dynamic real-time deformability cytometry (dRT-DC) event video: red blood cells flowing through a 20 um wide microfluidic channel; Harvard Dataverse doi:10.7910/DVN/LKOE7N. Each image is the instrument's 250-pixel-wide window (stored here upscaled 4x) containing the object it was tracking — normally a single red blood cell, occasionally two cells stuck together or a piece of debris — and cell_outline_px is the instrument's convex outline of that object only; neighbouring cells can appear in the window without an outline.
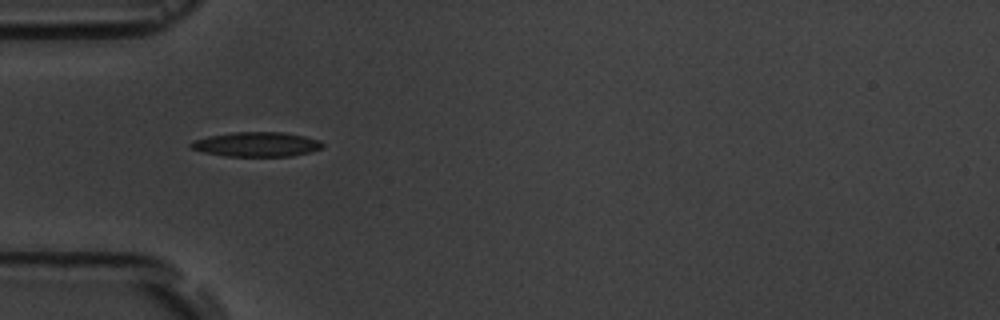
{"species": "common noctule bat (a hibernating species)", "species_latin": "Nyctalus noctula", "temperature_condition": "room temperature", "stored_images_in_passage": 2, "camera_frame_rate_fps": 3000, "um_per_image_px": 0.085, "animal": {"sex": "male", "body_mass_g": 19.5, "forearm_length_mm": 54.6}, "frame": {"image": 1, "passage_image": 1, "time_ms": 0.0, "image_size_px": [1000, 320], "cell_outline_px": [[324, 148], [292, 156], [224, 156], [204, 152], [188, 148], [188, 144], [192, 140], [208, 136], [232, 132], [284, 132], [304, 136], [320, 140], [324, 144]], "centroid_in_image_um": [21.78, 12.26], "position_along_channel_um": 63.2, "area_um2": 19.07}}
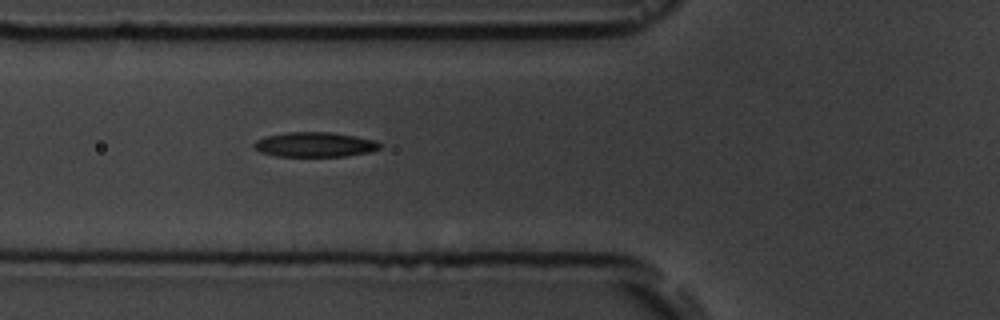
{"frame": {"image": 2, "passage_image": 2, "time_ms": 1.0, "image_size_px": [1000, 320], "cell_outline_px": [[380, 148], [368, 152], [344, 156], [276, 156], [260, 152], [252, 144], [256, 140], [268, 136], [288, 132], [328, 132], [356, 136], [376, 140], [380, 144]], "centroid_in_image_um": [26.75, 12.28], "position_along_channel_um": 99.0, "area_um2": 17.98}}